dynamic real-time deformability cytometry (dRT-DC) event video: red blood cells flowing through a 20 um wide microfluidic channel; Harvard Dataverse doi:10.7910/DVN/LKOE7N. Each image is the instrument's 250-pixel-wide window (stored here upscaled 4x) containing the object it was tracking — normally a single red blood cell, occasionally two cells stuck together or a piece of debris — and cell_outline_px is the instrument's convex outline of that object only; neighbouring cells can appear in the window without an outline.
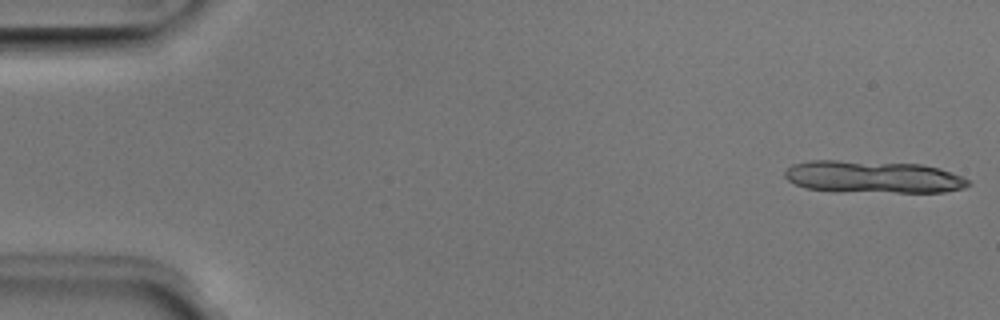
{"species": "Egyptian fruit bat (a non-hibernating species)", "species_latin": "Rousettus aegyptiacus", "temperature_condition": "room temperature", "stored_images_in_passage": 11, "camera_frame_rate_fps": 3000, "um_per_image_px": 0.085, "animal": {"sex": "male"}, "frame": {"image": 1, "passage_image": 1, "time_ms": 0.0, "image_size_px": [1000, 320], "cell_outline_px": [[972, 184], [964, 188], [944, 192], [832, 192], [804, 188], [788, 180], [784, 176], [784, 172], [792, 164], [808, 160], [836, 160], [920, 164], [940, 168], [960, 176], [968, 180]], "centroid_in_image_um": [74.16, 15.05], "position_along_channel_um": 10.8, "area_um2": 34.91}}